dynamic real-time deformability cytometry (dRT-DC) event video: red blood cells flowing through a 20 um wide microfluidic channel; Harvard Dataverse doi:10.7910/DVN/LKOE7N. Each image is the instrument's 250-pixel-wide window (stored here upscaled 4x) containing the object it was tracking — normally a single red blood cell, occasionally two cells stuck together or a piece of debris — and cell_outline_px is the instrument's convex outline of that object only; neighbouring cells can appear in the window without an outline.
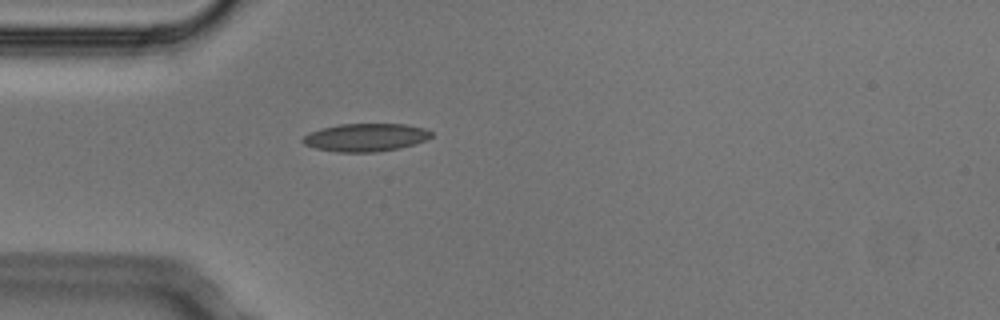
{"species": "Egyptian fruit bat (a non-hibernating species)", "species_latin": "Rousettus aegyptiacus", "temperature_condition": "cold", "stored_images_in_passage": 1, "camera_frame_rate_fps": 3000, "um_per_image_px": 0.085, "animal": {"sex": "male"}, "frame": {"image": 1, "passage_image": 1, "time_ms": 0.0, "image_size_px": [1000, 320], "cell_outline_px": [[432, 136], [424, 140], [400, 148], [376, 152], [336, 152], [316, 148], [304, 144], [300, 140], [308, 132], [340, 124], [408, 124], [424, 128], [432, 132]], "centroid_in_image_um": [31.06, 11.68], "position_along_channel_um": 53.9, "area_um2": 20.87}}